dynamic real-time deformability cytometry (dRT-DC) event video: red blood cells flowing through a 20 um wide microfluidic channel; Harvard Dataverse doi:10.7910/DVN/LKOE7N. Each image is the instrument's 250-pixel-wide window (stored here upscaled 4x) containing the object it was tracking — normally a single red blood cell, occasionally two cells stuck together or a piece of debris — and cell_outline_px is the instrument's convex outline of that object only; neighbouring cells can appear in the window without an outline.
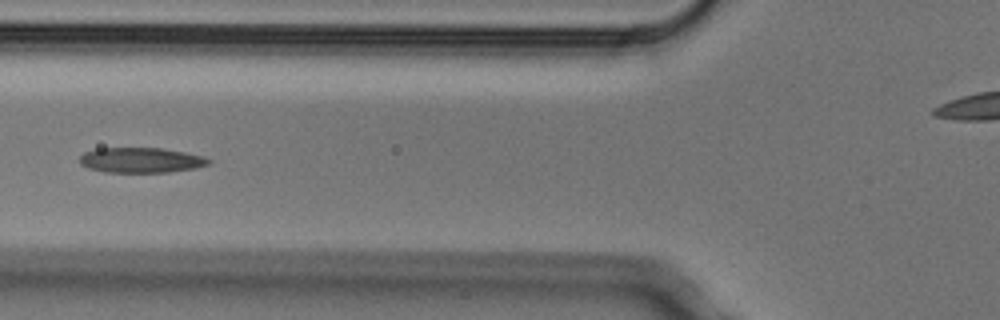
{"species": "Egyptian fruit bat (a non-hibernating species)", "species_latin": "Rousettus aegyptiacus", "temperature_condition": "cold", "stored_images_in_passage": 7, "camera_frame_rate_fps": 3000, "um_per_image_px": 0.085, "animal": {"sex": "male"}, "frame": {"image": 1, "passage_image": 4, "time_ms": 1.0, "image_size_px": [1000, 320], "cell_outline_px": [[212, 160], [208, 164], [196, 168], [168, 172], [104, 172], [88, 168], [80, 164], [80, 156], [84, 152], [96, 148], [164, 148], [204, 156]], "centroid_in_image_um": [11.98, 13.61], "position_along_channel_um": 113.8, "area_um2": 19.02}}
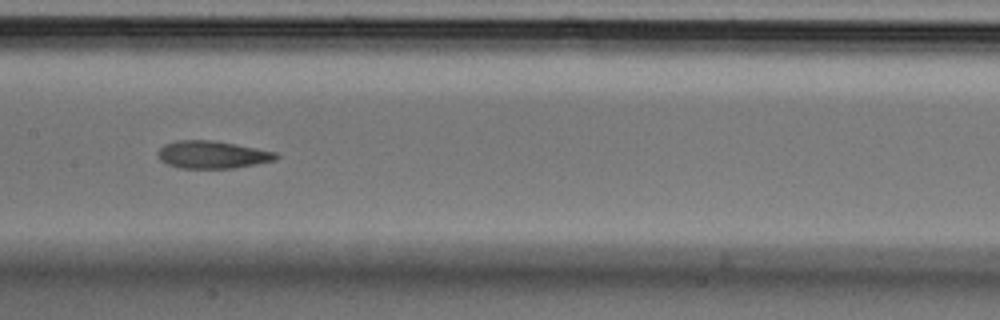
{"frame": {"image": 2, "passage_image": 6, "time_ms": 1.667, "image_size_px": [1000, 320], "cell_outline_px": [[280, 156], [276, 160], [256, 164], [232, 168], [180, 168], [168, 164], [160, 160], [156, 156], [156, 152], [164, 144], [176, 140], [212, 140], [236, 144], [276, 152]], "centroid_in_image_um": [18.02, 13.14], "position_along_channel_um": 189.4, "area_um2": 19.07}}
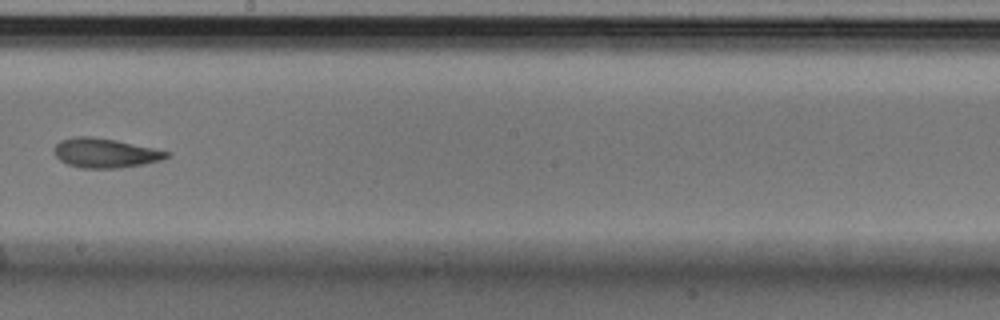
{"frame": {"image": 3, "passage_image": 7, "time_ms": 2.0, "image_size_px": [1000, 320], "cell_outline_px": [[172, 156], [160, 160], [144, 164], [120, 168], [80, 168], [68, 164], [60, 160], [56, 156], [52, 148], [60, 140], [72, 136], [92, 136], [116, 140], [172, 152]], "centroid_in_image_um": [8.94, 13.0], "position_along_channel_um": 239.3, "area_um2": 19.54}}